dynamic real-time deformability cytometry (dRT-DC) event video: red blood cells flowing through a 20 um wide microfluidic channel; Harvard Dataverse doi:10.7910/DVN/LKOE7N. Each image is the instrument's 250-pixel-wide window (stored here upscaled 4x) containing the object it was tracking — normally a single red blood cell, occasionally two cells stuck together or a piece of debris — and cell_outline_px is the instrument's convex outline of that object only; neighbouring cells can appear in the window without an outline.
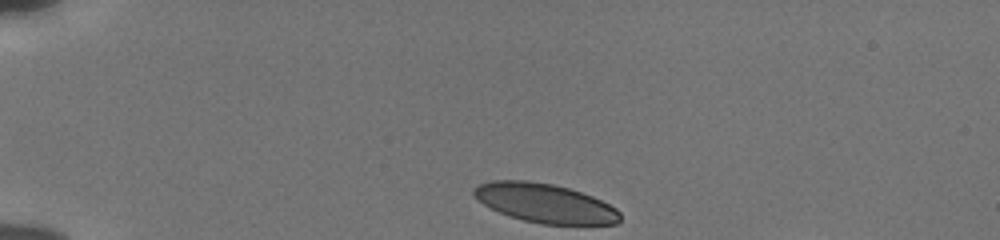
{"species": "human", "species_latin": "Homo sapiens", "temperature_condition": "cold", "stored_images_in_passage": 36, "camera_frame_rate_fps": 3000, "um_per_image_px": 0.085, "donor": {"sex": "male"}, "frame": {"image": 1, "passage_image": 1, "time_ms": 0.0, "image_size_px": [1000, 240], "cell_outline_px": [[620, 220], [616, 224], [540, 224], [524, 220], [500, 212], [484, 204], [472, 196], [472, 188], [480, 184], [492, 180], [528, 180], [552, 184], [568, 188], [592, 196], [616, 208], [620, 212]], "centroid_in_image_um": [46.3, 17.26], "position_along_channel_um": 38.7, "area_um2": 33.12}}
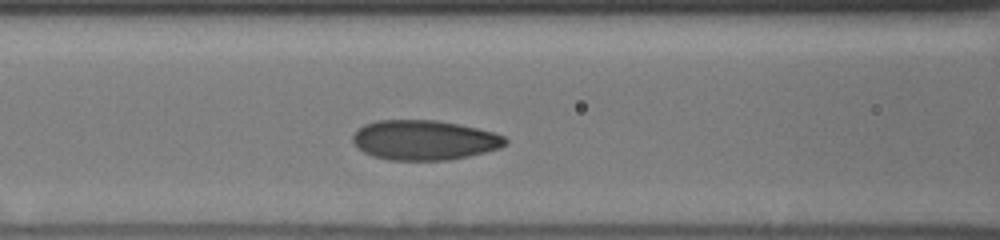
{"frame": {"image": 2, "passage_image": 13, "time_ms": 4.0, "image_size_px": [1000, 240], "cell_outline_px": [[508, 144], [500, 148], [468, 156], [448, 160], [388, 160], [372, 156], [364, 152], [352, 140], [352, 136], [364, 124], [376, 120], [436, 120], [460, 124], [492, 132], [504, 136], [508, 140]], "centroid_in_image_um": [36.08, 11.91], "position_along_channel_um": 130.5, "area_um2": 35.37}}
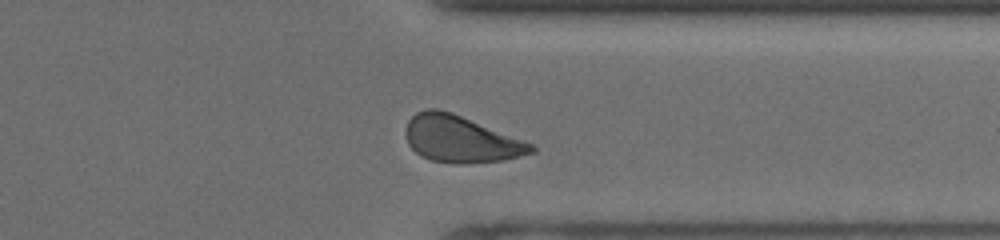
{"frame": {"image": 3, "passage_image": 32, "time_ms": 10.333, "image_size_px": [1000, 240], "cell_outline_px": [[536, 152], [520, 156], [500, 160], [464, 164], [456, 164], [432, 160], [420, 156], [408, 144], [404, 132], [408, 120], [416, 112], [428, 108], [436, 108], [452, 112], [532, 144], [536, 148]], "centroid_in_image_um": [39.11, 11.82], "position_along_channel_um": 372.3, "area_um2": 33.99}, "authors_computed_cell_mechanics": {"area_um2": 34.6511, "velocity_mm_per_s": 3.8176, "shape_relaxation_time_tau1_ms": 4.0357, "shape_relaxation_time_tau2_ms": 0.8895, "deformation_change_tau1": 0.1092, "deformation_change_tau2": 0.0412}}